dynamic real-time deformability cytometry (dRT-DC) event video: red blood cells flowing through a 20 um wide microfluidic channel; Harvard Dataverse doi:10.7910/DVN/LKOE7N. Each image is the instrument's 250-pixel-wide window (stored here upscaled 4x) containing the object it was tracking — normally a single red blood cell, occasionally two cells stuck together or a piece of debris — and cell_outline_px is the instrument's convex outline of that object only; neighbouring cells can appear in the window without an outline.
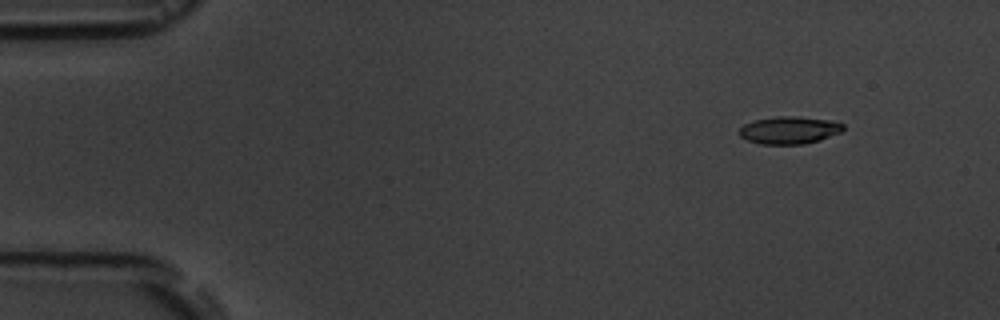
{"species": "common noctule bat (a hibernating species)", "species_latin": "Nyctalus noctula", "temperature_condition": "room temperature", "stored_images_in_passage": 4, "camera_frame_rate_fps": 3000, "um_per_image_px": 0.085, "animal": {"sex": "male", "body_mass_g": 19.5, "forearm_length_mm": 54.6}, "frame": {"image": 1, "passage_image": 1, "time_ms": 0.0, "image_size_px": [1000, 320], "cell_outline_px": [[844, 128], [840, 132], [820, 140], [804, 144], [760, 144], [748, 140], [740, 136], [736, 132], [744, 124], [752, 120], [780, 116], [796, 116], [832, 120], [844, 124]], "centroid_in_image_um": [67.06, 11.06], "position_along_channel_um": 17.9, "area_um2": 16.76}}
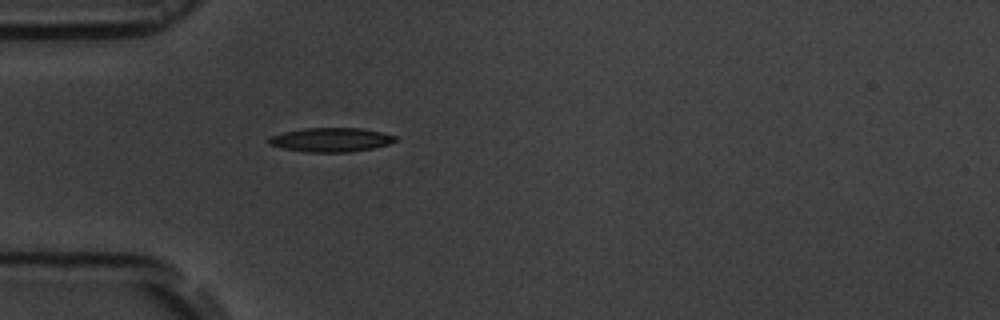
{"frame": {"image": 2, "passage_image": 4, "time_ms": 3.667, "image_size_px": [1000, 320], "cell_outline_px": [[396, 140], [388, 144], [372, 148], [352, 152], [304, 152], [284, 148], [268, 144], [268, 140], [272, 136], [284, 132], [304, 128], [360, 128], [380, 132], [396, 136]], "centroid_in_image_um": [28.12, 11.88], "position_along_channel_um": 56.9, "area_um2": 17.57}}